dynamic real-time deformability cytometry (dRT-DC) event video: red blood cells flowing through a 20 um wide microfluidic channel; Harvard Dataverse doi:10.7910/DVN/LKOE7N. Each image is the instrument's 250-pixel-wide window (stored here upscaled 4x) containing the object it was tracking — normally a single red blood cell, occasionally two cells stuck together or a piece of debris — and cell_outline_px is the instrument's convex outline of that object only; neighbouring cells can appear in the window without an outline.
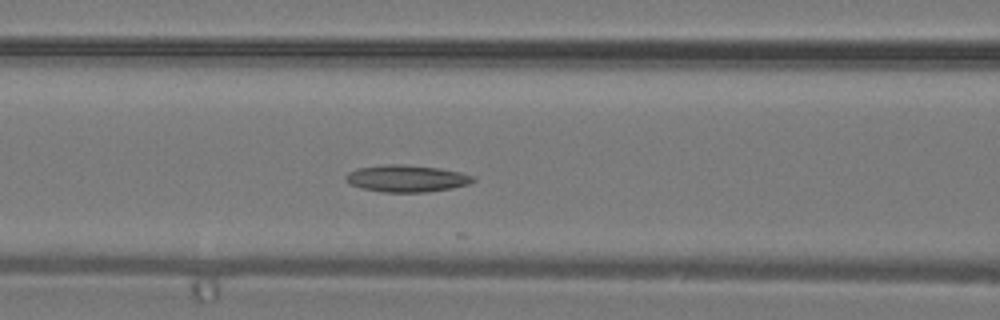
{"species": "common noctule bat (a hibernating species)", "species_latin": "Nyctalus noctula", "temperature_condition": "warm", "stored_images_in_passage": 16, "camera_frame_rate_fps": 3000, "um_per_image_px": 0.085, "animal": {"sex": "male", "body_mass_g": 19.2, "forearm_length_mm": 51.8}, "frame": {"image": 1, "passage_image": 13, "time_ms": 4.0, "image_size_px": [1000, 320], "cell_outline_px": [[476, 180], [468, 184], [452, 188], [428, 192], [384, 192], [360, 188], [352, 184], [344, 176], [348, 172], [356, 168], [384, 164], [404, 164], [440, 168], [460, 172], [472, 176]], "centroid_in_image_um": [34.56, 15.16], "position_along_channel_um": 132.0, "area_um2": 20.0}}
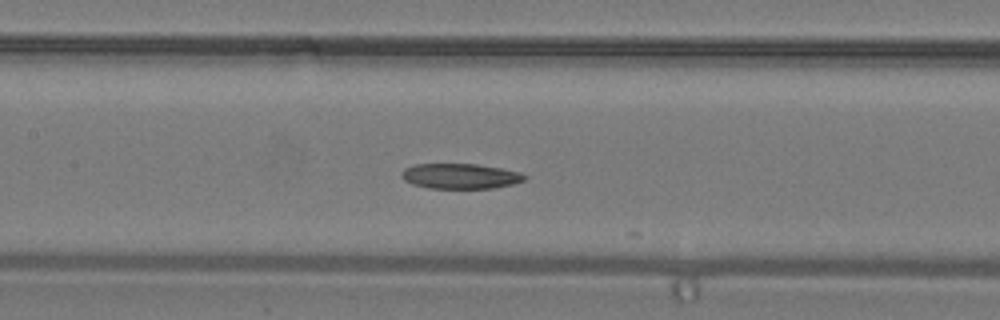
{"frame": {"image": 2, "passage_image": 15, "time_ms": 4.667, "image_size_px": [1000, 320], "cell_outline_px": [[528, 176], [524, 180], [512, 184], [492, 188], [428, 188], [412, 184], [404, 180], [400, 176], [400, 172], [404, 168], [416, 164], [476, 164], [500, 168], [520, 172]], "centroid_in_image_um": [39.09, 14.97], "position_along_channel_um": 168.3, "area_um2": 18.09}}